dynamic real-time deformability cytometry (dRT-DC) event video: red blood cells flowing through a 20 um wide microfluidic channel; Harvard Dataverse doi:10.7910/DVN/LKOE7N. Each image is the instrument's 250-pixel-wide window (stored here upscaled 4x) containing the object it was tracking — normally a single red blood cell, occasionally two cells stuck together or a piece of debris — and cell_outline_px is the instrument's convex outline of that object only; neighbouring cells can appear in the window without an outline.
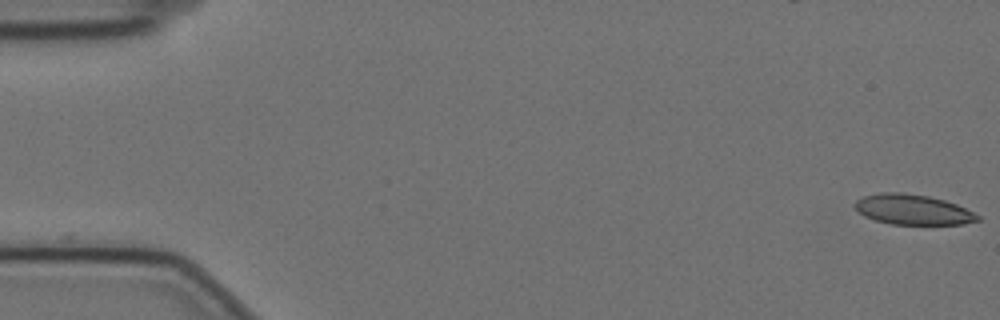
{"species": "Egyptian fruit bat (a non-hibernating species)", "species_latin": "Rousettus aegyptiacus", "temperature_condition": "cold", "stored_images_in_passage": 34, "camera_frame_rate_fps": 3000, "um_per_image_px": 0.085, "animal": {"sex": "female"}, "frame": {"image": 1, "passage_image": 1, "time_ms": 0.0, "image_size_px": [1000, 320], "cell_outline_px": [[980, 220], [964, 224], [892, 224], [876, 220], [864, 216], [852, 204], [856, 200], [864, 196], [880, 192], [900, 192], [928, 196], [944, 200], [956, 204], [980, 216]], "centroid_in_image_um": [77.57, 17.81], "position_along_channel_um": 7.4, "area_um2": 21.44}}
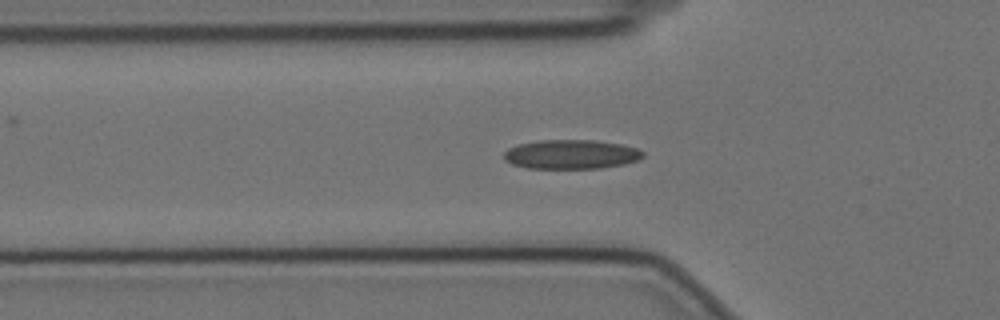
{"frame": {"image": 2, "passage_image": 19, "time_ms": 6.0, "image_size_px": [1000, 320], "cell_outline_px": [[644, 156], [640, 160], [624, 164], [600, 168], [528, 168], [512, 164], [504, 160], [504, 152], [508, 148], [516, 144], [540, 140], [596, 140], [620, 144], [636, 148], [644, 152]], "centroid_in_image_um": [48.54, 13.11], "position_along_channel_um": 77.3, "area_um2": 23.81}}
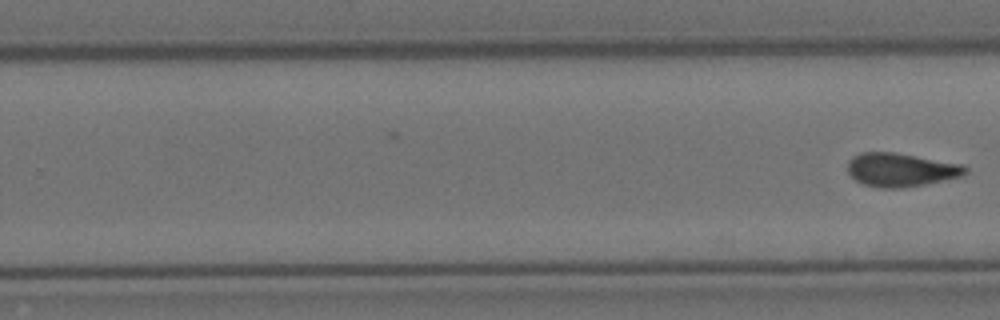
{"frame": {"image": 3, "passage_image": 34, "time_ms": 11.0, "image_size_px": [1000, 320], "cell_outline_px": [[968, 172], [964, 176], [924, 184], [900, 188], [880, 188], [864, 184], [856, 180], [848, 172], [848, 160], [852, 156], [860, 152], [896, 152], [960, 164], [968, 168]], "centroid_in_image_um": [76.56, 14.42], "position_along_channel_um": 253.2, "area_um2": 23.0}}